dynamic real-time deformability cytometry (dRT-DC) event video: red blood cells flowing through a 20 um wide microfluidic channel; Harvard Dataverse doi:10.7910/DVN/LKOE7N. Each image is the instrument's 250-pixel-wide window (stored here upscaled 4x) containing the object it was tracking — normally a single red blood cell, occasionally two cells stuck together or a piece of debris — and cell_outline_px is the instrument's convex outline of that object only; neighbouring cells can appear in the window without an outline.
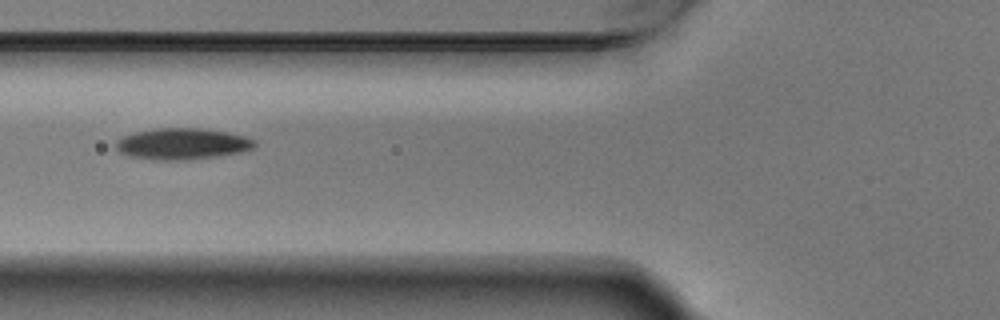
{"species": "Egyptian fruit bat (a non-hibernating species)", "species_latin": "Rousettus aegyptiacus", "temperature_condition": "warm", "stored_images_in_passage": 7, "camera_frame_rate_fps": 3000, "um_per_image_px": 0.085, "animal": {"sex": "male"}, "frame": {"image": 1, "passage_image": 6, "time_ms": 1.667, "image_size_px": [1000, 320], "cell_outline_px": [[256, 144], [252, 148], [240, 152], [216, 156], [188, 160], [156, 160], [128, 156], [120, 152], [116, 148], [116, 140], [124, 136], [136, 132], [156, 128], [200, 128], [228, 132], [244, 136], [256, 140]], "centroid_in_image_um": [15.49, 12.23], "position_along_channel_um": 110.3, "area_um2": 25.26}}
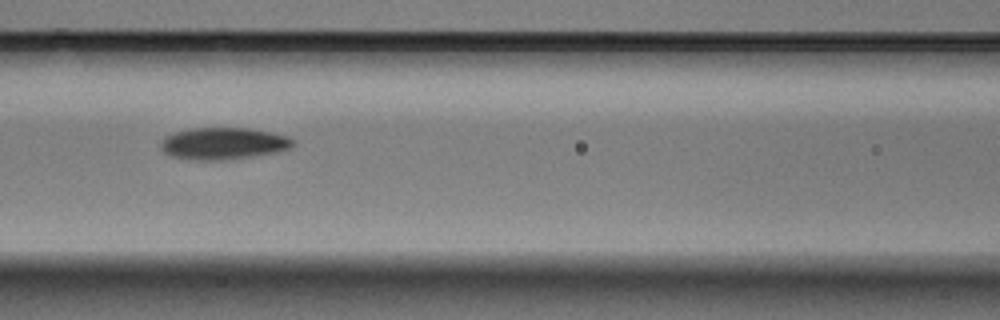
{"frame": {"image": 2, "passage_image": 7, "time_ms": 2.0, "image_size_px": [1000, 320], "cell_outline_px": [[296, 140], [288, 148], [276, 152], [228, 160], [192, 160], [172, 156], [164, 152], [160, 148], [160, 144], [164, 136], [176, 132], [192, 128], [248, 128], [272, 132], [288, 136]], "centroid_in_image_um": [18.97, 12.19], "position_along_channel_um": 147.6, "area_um2": 24.62}}